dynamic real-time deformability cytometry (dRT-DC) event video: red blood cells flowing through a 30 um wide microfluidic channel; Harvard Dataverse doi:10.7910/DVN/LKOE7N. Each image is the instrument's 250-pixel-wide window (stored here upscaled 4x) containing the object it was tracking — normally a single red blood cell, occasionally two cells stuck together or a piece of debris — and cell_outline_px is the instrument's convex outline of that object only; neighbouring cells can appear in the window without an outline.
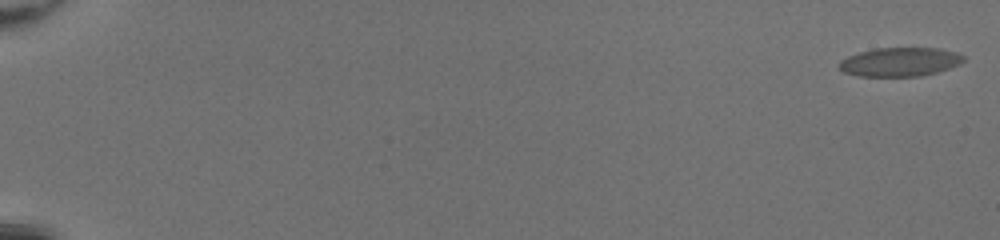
{"species": "common noctule bat (a hibernating species)", "species_latin": "Nyctalus noctula", "temperature_condition": "room temperature", "stored_images_in_passage": 56, "camera_frame_rate_fps": 3000, "um_per_image_px": 0.085, "animal": {"sex": "female", "body_mass_g": 20.0, "forearm_length_mm": 54.0}, "frame": {"image": 1, "passage_image": 2, "time_ms": 0.333, "image_size_px": [1000, 240], "cell_outline_px": [[964, 60], [960, 64], [936, 72], [920, 76], [860, 76], [844, 72], [840, 68], [840, 60], [848, 56], [860, 52], [876, 48], [940, 48], [956, 52], [964, 56]], "centroid_in_image_um": [76.51, 5.26], "position_along_channel_um": 8.5, "area_um2": 20.75}}
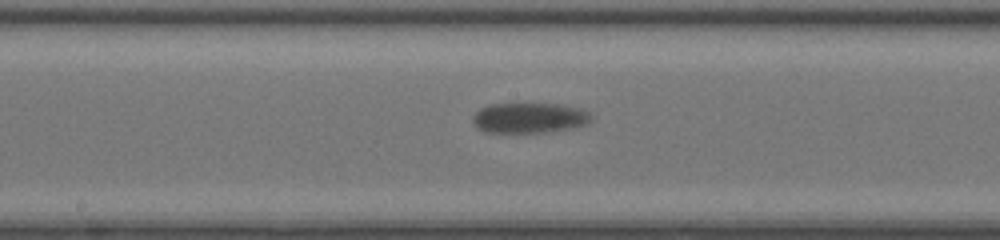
{"frame": {"image": 2, "passage_image": 33, "time_ms": 10.667, "image_size_px": [1000, 240], "cell_outline_px": [[592, 120], [588, 124], [572, 128], [544, 132], [484, 132], [476, 128], [472, 124], [472, 116], [480, 108], [488, 104], [560, 104], [580, 108], [588, 112], [592, 116]], "centroid_in_image_um": [44.97, 10.02], "position_along_channel_um": 203.2, "area_um2": 21.1}}
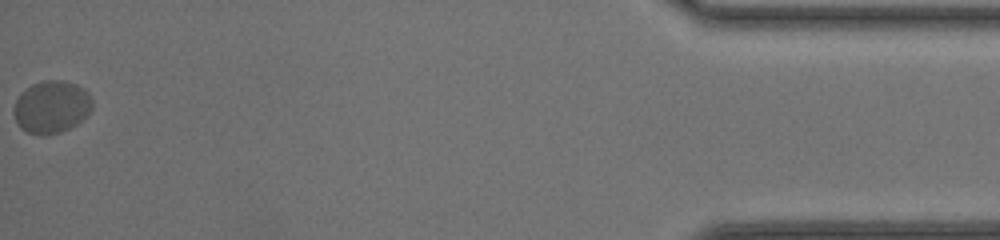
{"frame": {"image": 3, "passage_image": 56, "time_ms": 18.333, "image_size_px": [1000, 240], "cell_outline_px": [[92, 108], [88, 116], [76, 124], [60, 132], [40, 136], [28, 132], [20, 128], [12, 112], [12, 108], [20, 92], [32, 84], [44, 80], [60, 80], [76, 84], [84, 88], [88, 92], [92, 100]], "centroid_in_image_um": [4.36, 9.08], "position_along_channel_um": 430.8, "area_um2": 24.28}, "authors_computed_cell_mechanics": {"area_um2": 20.7502, "velocity_mm_per_s": 4.0306, "shape_relaxation_time_tau1_ms": 1.2703, "shape_relaxation_time_tau2_ms": null, "deformation_change_tau1": 0.0408, "deformation_change_tau2": null}}